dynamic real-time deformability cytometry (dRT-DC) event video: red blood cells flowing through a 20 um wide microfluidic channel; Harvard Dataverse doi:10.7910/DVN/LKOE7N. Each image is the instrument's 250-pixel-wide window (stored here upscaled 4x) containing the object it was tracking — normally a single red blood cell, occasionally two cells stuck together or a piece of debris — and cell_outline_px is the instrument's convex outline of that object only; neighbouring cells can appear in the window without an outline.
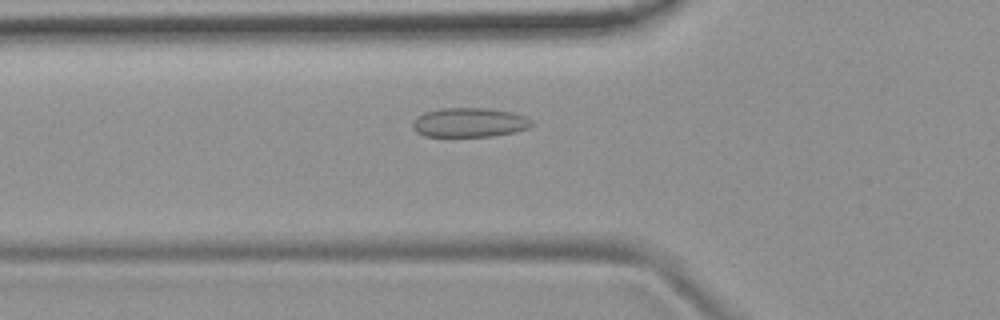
{"species": "common noctule bat (a hibernating species)", "species_latin": "Nyctalus noctula", "temperature_condition": "room temperature", "stored_images_in_passage": 37, "camera_frame_rate_fps": 3000, "um_per_image_px": 0.085, "animal": {"sex": "female", "body_mass_g": 19.9}, "frame": {"image": 1, "passage_image": 2, "time_ms": 0.333, "image_size_px": [1000, 320], "cell_outline_px": [[532, 124], [528, 128], [516, 132], [492, 136], [424, 136], [416, 132], [412, 128], [412, 120], [416, 116], [424, 112], [440, 108], [488, 108], [512, 112], [524, 116], [532, 120]], "centroid_in_image_um": [39.86, 10.41], "position_along_channel_um": 85.9, "area_um2": 20.52}}
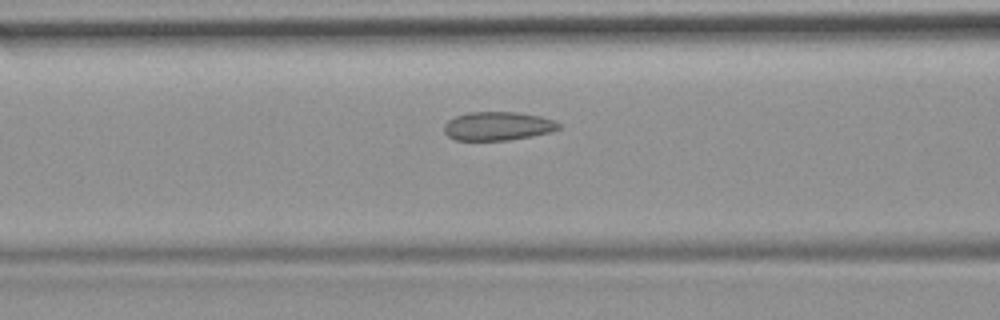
{"frame": {"image": 2, "passage_image": 5, "time_ms": 1.333, "image_size_px": [1000, 320], "cell_outline_px": [[560, 128], [552, 132], [532, 136], [508, 140], [456, 140], [448, 136], [444, 132], [444, 124], [448, 120], [456, 116], [468, 112], [516, 112], [540, 116], [552, 120], [560, 124]], "centroid_in_image_um": [42.3, 10.72], "position_along_channel_um": 124.3, "area_um2": 19.13}}
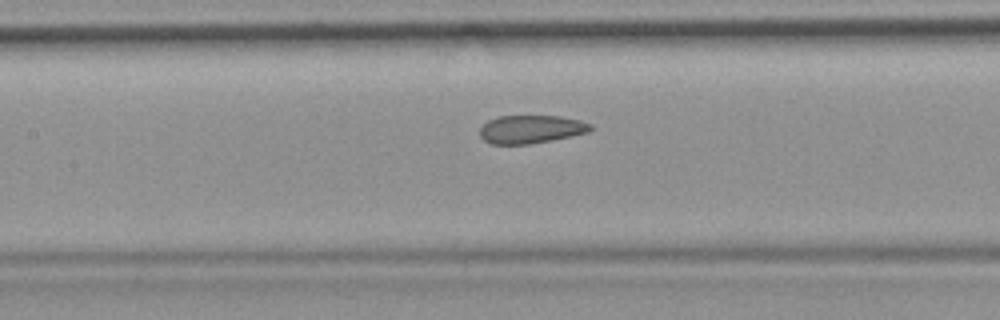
{"frame": {"image": 3, "passage_image": 8, "time_ms": 2.333, "image_size_px": [1000, 320], "cell_outline_px": [[592, 128], [588, 132], [572, 136], [552, 140], [528, 144], [492, 144], [484, 140], [480, 136], [480, 128], [488, 120], [500, 116], [560, 116], [580, 120], [592, 124]], "centroid_in_image_um": [45.14, 10.98], "position_along_channel_um": 162.3, "area_um2": 18.15}}